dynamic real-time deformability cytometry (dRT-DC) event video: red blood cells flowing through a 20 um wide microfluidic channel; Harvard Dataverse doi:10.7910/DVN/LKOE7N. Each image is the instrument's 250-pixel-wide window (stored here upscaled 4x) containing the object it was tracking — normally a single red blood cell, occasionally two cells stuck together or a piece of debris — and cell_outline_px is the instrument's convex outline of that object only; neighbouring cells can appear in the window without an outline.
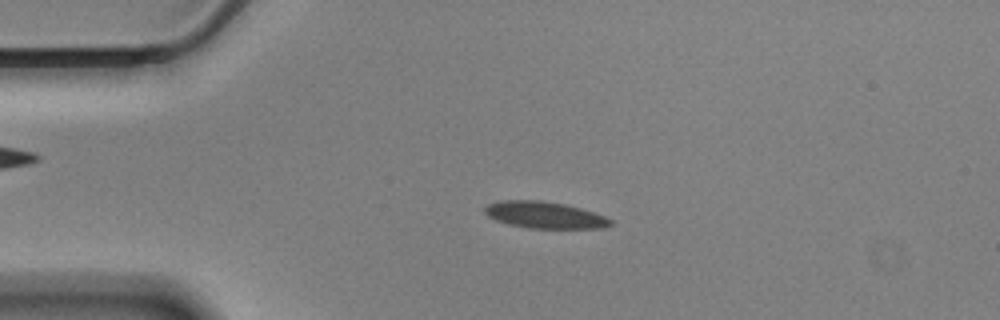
{"species": "Egyptian fruit bat (a non-hibernating species)", "species_latin": "Rousettus aegyptiacus", "temperature_condition": "cold", "stored_images_in_passage": 57, "camera_frame_rate_fps": 3000, "um_per_image_px": 0.085, "animal": {"sex": "male"}, "frame": {"image": 1, "passage_image": 12, "time_ms": 3.667, "image_size_px": [1000, 320], "cell_outline_px": [[612, 224], [604, 228], [528, 228], [508, 224], [496, 220], [488, 216], [484, 212], [484, 208], [488, 204], [496, 200], [540, 200], [564, 204], [580, 208], [604, 216], [612, 220]], "centroid_in_image_um": [46.25, 18.27], "position_along_channel_um": 38.7, "area_um2": 19.54}}
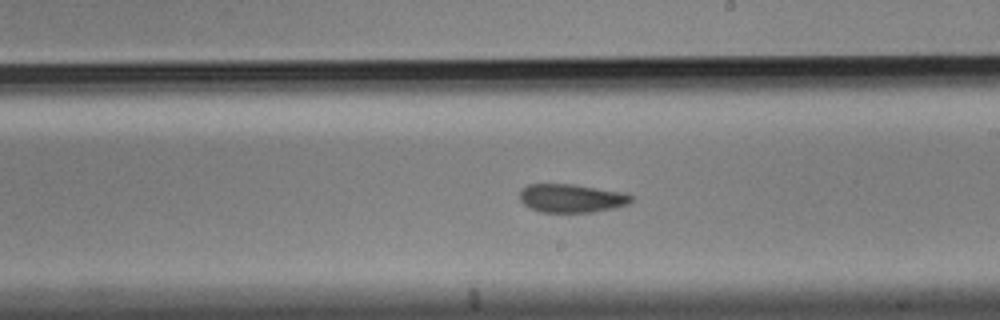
{"frame": {"image": 2, "passage_image": 32, "time_ms": 10.333, "image_size_px": [1000, 320], "cell_outline_px": [[632, 200], [628, 204], [616, 208], [592, 212], [540, 212], [524, 204], [520, 200], [520, 188], [528, 184], [572, 184], [624, 192], [632, 196]], "centroid_in_image_um": [48.58, 16.84], "position_along_channel_um": 240.4, "area_um2": 18.55}}
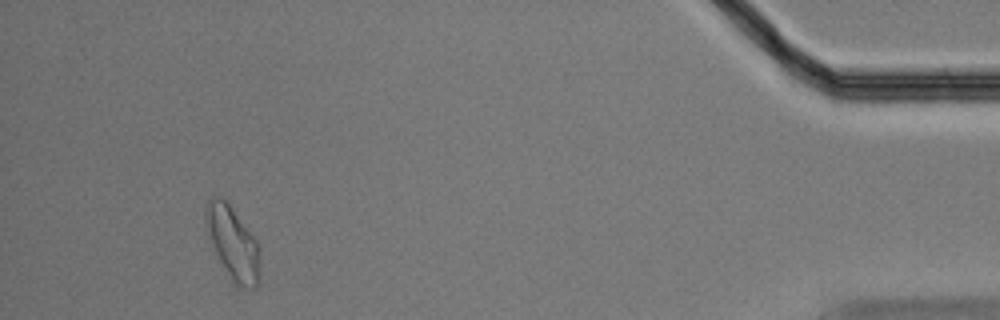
{"frame": {"image": 3, "passage_image": 53, "time_ms": 17.333, "image_size_px": [1000, 320], "cell_outline_px": [[260, 248], [256, 284], [252, 288], [248, 288], [232, 280], [208, 240], [204, 224], [204, 212], [208, 200], [212, 196], [224, 196], [228, 200], [256, 240]], "centroid_in_image_um": [19.72, 20.51], "position_along_channel_um": 415.5, "area_um2": 22.95}, "authors_computed_cell_mechanics": {"area_um2": 19.5364, "velocity_mm_per_s": 3.4565, "shape_relaxation_time_tau1_ms": null, "shape_relaxation_time_tau2_ms": 5.0263, "deformation_change_tau1": null, "deformation_change_tau2": 0.0841}}